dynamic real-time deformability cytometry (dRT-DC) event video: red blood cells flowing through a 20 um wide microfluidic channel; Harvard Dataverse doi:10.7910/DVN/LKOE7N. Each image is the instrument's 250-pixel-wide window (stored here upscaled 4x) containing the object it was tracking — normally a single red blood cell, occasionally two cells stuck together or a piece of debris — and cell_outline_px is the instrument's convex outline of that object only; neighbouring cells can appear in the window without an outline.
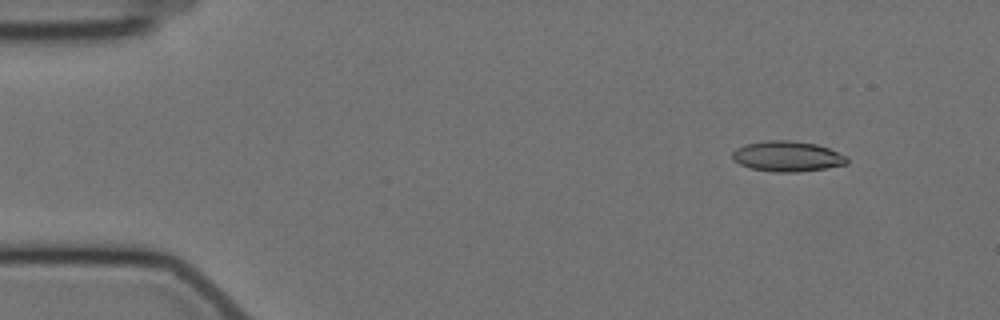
{"species": "Egyptian fruit bat (a non-hibernating species)", "species_latin": "Rousettus aegyptiacus", "temperature_condition": "cold", "stored_images_in_passage": 5, "camera_frame_rate_fps": 3000, "um_per_image_px": 0.085, "animal": {"sex": "female"}, "frame": {"image": 1, "passage_image": 2, "time_ms": 1.0, "image_size_px": [1000, 320], "cell_outline_px": [[848, 164], [824, 168], [796, 172], [772, 172], [752, 168], [740, 164], [732, 160], [732, 152], [736, 148], [744, 144], [764, 140], [792, 140], [816, 144], [828, 148], [848, 156]], "centroid_in_image_um": [66.91, 13.28], "position_along_channel_um": 18.1, "area_um2": 20.46}}
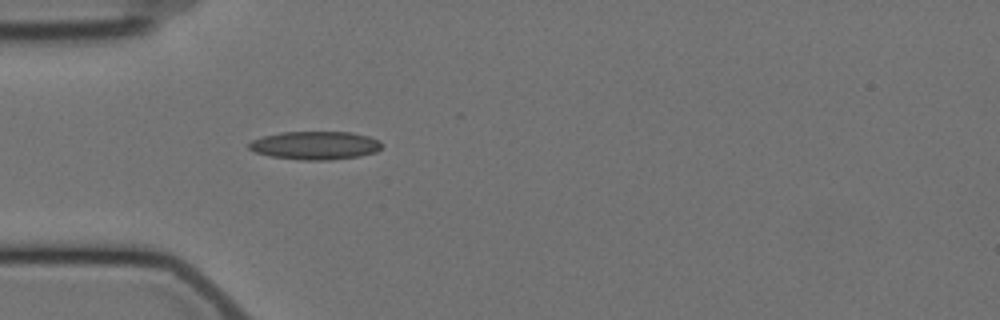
{"frame": {"image": 2, "passage_image": 5, "time_ms": 4.667, "image_size_px": [1000, 320], "cell_outline_px": [[380, 148], [376, 152], [360, 156], [328, 160], [304, 160], [272, 156], [256, 152], [248, 148], [248, 144], [252, 140], [264, 136], [280, 132], [352, 132], [368, 136], [380, 140]], "centroid_in_image_um": [26.8, 12.35], "position_along_channel_um": 58.2, "area_um2": 21.73}}